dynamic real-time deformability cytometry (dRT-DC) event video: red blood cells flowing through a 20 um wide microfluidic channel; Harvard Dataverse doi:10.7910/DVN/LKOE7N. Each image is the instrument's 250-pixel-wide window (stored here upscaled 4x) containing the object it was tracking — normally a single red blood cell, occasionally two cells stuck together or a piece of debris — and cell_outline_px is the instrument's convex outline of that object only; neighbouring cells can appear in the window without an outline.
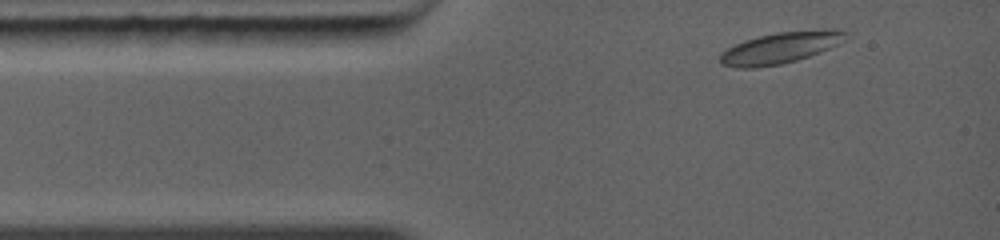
{"species": "common noctule bat (a hibernating species)", "species_latin": "Nyctalus noctula", "temperature_condition": "warm", "stored_images_in_passage": 4, "camera_frame_rate_fps": 5000, "um_per_image_px": 0.085, "animal": {"sex": "female", "body_mass_g": 19.0, "forearm_length_mm": 56.7}, "frame": {"image": 1, "passage_image": 1, "time_ms": 0.0, "image_size_px": [1000, 240], "cell_outline_px": [[852, 36], [840, 44], [820, 52], [796, 60], [780, 64], [756, 68], [736, 68], [720, 64], [720, 52], [744, 40], [776, 32], [824, 28], [836, 28], [852, 32]], "centroid_in_image_um": [66.45, 4.03], "position_along_channel_um": 18.5, "area_um2": 23.58}}
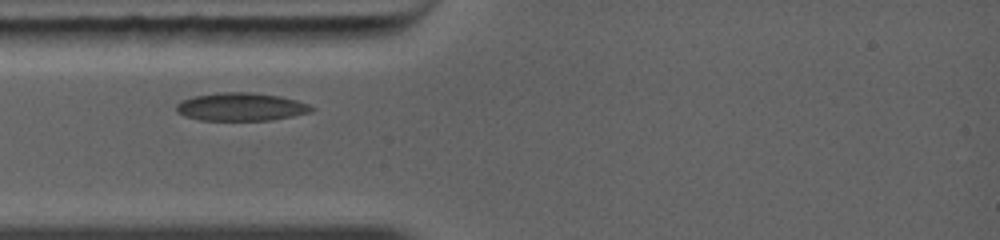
{"frame": {"image": 2, "passage_image": 3, "time_ms": 1.8, "image_size_px": [1000, 240], "cell_outline_px": [[316, 108], [312, 112], [272, 120], [200, 120], [184, 116], [176, 112], [176, 104], [180, 100], [192, 96], [216, 92], [252, 92], [280, 96], [296, 100], [308, 104]], "centroid_in_image_um": [20.46, 9.07], "position_along_channel_um": 64.5, "area_um2": 22.37}}